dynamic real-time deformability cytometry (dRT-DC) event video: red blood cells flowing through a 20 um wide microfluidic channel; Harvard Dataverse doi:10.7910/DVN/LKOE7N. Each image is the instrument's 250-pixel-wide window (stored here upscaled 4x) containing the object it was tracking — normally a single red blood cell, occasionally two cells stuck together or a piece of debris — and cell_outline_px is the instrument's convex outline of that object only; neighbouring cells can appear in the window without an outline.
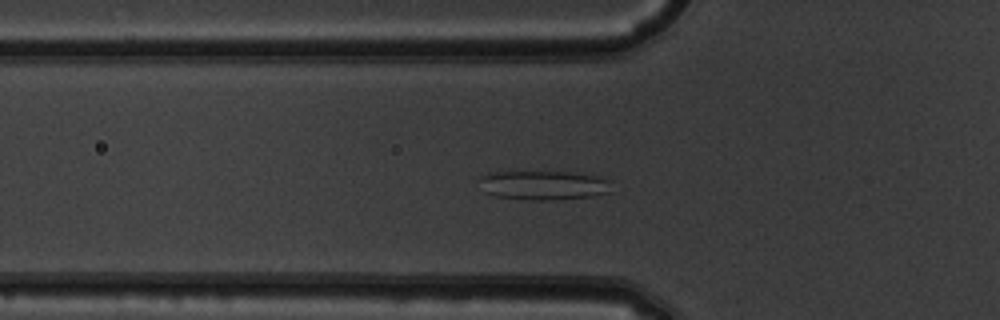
{"species": "common noctule bat (a hibernating species)", "species_latin": "Nyctalus noctula", "temperature_condition": "warm", "stored_images_in_passage": 52, "camera_frame_rate_fps": 3000, "um_per_image_px": 0.085, "animal": {"sex": "male", "body_mass_g": 19.5, "forearm_length_mm": 54.6}, "frame": {"image": 1, "passage_image": 17, "time_ms": 5.333, "image_size_px": [1000, 320], "cell_outline_px": [[612, 192], [592, 196], [552, 200], [520, 200], [496, 196], [484, 192], [476, 180], [480, 176], [488, 172], [580, 172], [604, 176], [612, 180]], "centroid_in_image_um": [46.25, 15.74], "position_along_channel_um": 79.6, "area_um2": 23.41}}
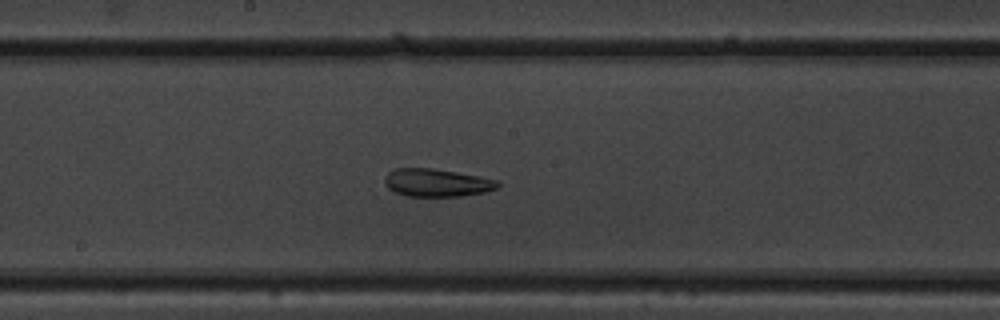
{"frame": {"image": 2, "passage_image": 27, "time_ms": 8.667, "image_size_px": [1000, 320], "cell_outline_px": [[500, 188], [484, 192], [460, 196], [408, 196], [396, 192], [388, 188], [384, 180], [388, 172], [392, 168], [432, 168], [456, 172], [500, 180]], "centroid_in_image_um": [37.16, 15.52], "position_along_channel_um": 211.0, "area_um2": 18.38}}
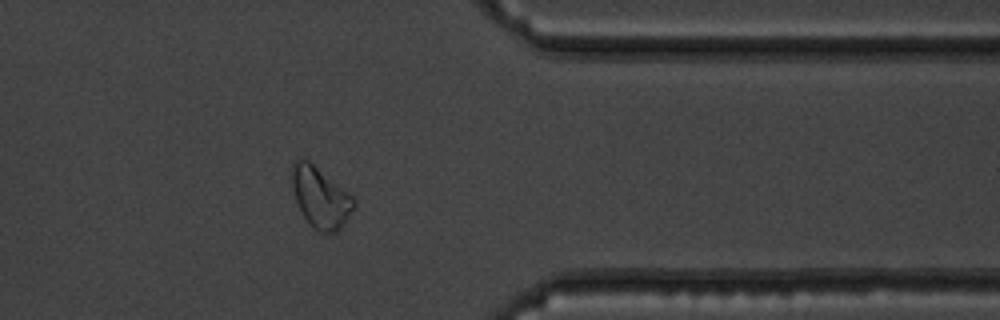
{"frame": {"image": 3, "passage_image": 41, "time_ms": 13.333, "image_size_px": [1000, 320], "cell_outline_px": [[356, 204], [340, 228], [336, 232], [320, 232], [312, 228], [300, 212], [296, 200], [288, 172], [292, 160], [300, 156], [308, 160], [348, 192], [356, 200]], "centroid_in_image_um": [27.16, 16.72], "position_along_channel_um": 384.2, "area_um2": 22.25}, "authors_computed_cell_mechanics": {"area_um2": 23.6113, "velocity_mm_per_s": 3.9383, "shape_relaxation_time_tau1_ms": null, "shape_relaxation_time_tau2_ms": 1.8931, "deformation_change_tau1": null, "deformation_change_tau2": 0.0907}}